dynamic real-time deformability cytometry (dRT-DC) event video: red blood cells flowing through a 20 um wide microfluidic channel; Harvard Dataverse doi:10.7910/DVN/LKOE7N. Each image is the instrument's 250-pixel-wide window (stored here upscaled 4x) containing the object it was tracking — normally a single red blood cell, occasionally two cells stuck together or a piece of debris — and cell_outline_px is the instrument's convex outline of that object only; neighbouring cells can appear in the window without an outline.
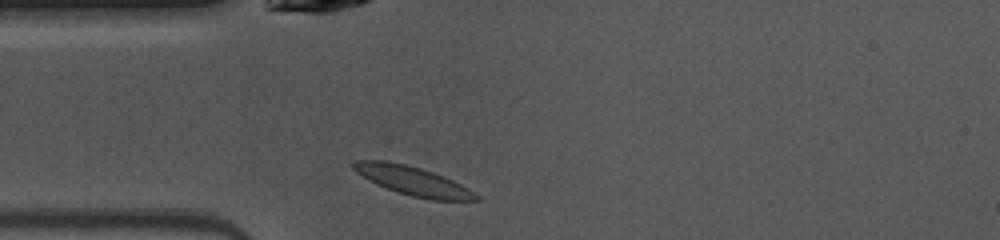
{"species": "common noctule bat (a hibernating species)", "species_latin": "Nyctalus noctula", "temperature_condition": "warm", "stored_images_in_passage": 37, "camera_frame_rate_fps": 3000, "um_per_image_px": 0.085, "animal": {"sex": "female", "body_mass_g": 10.0, "forearm_length_mm": 53.1}, "frame": {"image": 1, "passage_image": 1, "time_ms": 0.0, "image_size_px": [1000, 240], "cell_outline_px": [[480, 200], [432, 200], [412, 196], [376, 184], [356, 172], [352, 168], [352, 164], [356, 160], [384, 160], [404, 164], [420, 168], [444, 176], [468, 188], [480, 196]], "centroid_in_image_um": [35.1, 15.37], "position_along_channel_um": 49.9, "area_um2": 20.35}}
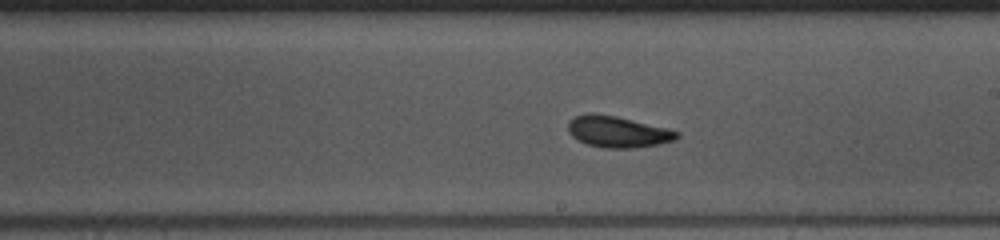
{"frame": {"image": 2, "passage_image": 15, "time_ms": 4.667, "image_size_px": [1000, 240], "cell_outline_px": [[680, 136], [676, 140], [660, 144], [632, 148], [604, 148], [588, 144], [572, 136], [568, 132], [568, 120], [576, 116], [588, 112], [596, 112], [616, 116], [680, 132]], "centroid_in_image_um": [52.49, 11.19], "position_along_channel_um": 236.5, "area_um2": 19.83}}
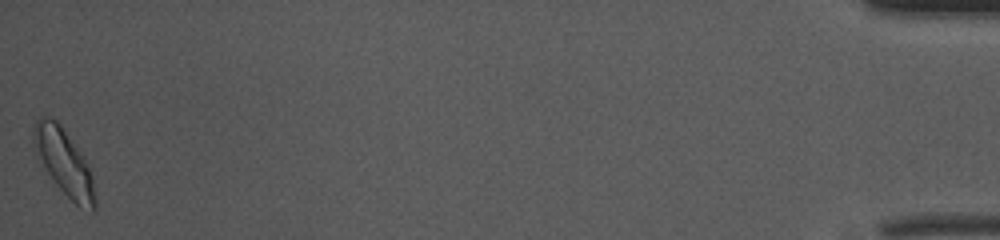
{"frame": {"image": 3, "passage_image": 37, "time_ms": 12.0, "image_size_px": [1000, 240], "cell_outline_px": [[96, 208], [92, 212], [80, 208], [56, 184], [44, 168], [36, 156], [32, 148], [32, 128], [36, 120], [40, 116], [48, 116], [56, 120], [60, 124], [80, 152], [92, 176], [96, 200]], "centroid_in_image_um": [5.4, 13.77], "position_along_channel_um": 429.8, "area_um2": 23.64}, "authors_computed_cell_mechanics": {"area_um2": 19.5942, "velocity_mm_per_s": 4.0799, "shape_relaxation_time_tau1_ms": 4.3583, "shape_relaxation_time_tau2_ms": 4.9689, "deformation_change_tau1": 0.1479, "deformation_change_tau2": 0.1209}}